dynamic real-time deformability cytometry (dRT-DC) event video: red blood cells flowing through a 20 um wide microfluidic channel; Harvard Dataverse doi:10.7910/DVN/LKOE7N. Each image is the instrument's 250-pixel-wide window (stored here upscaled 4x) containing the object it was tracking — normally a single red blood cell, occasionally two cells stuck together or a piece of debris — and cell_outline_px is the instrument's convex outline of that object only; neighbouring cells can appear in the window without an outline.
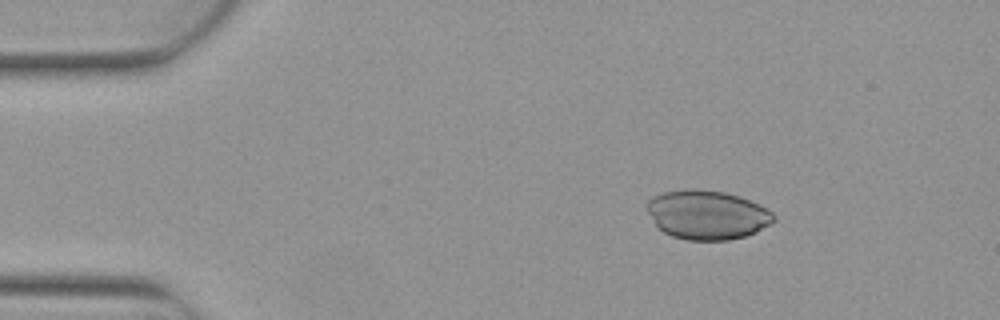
{"species": "Egyptian fruit bat (a non-hibernating species)", "species_latin": "Rousettus aegyptiacus", "temperature_condition": "warm", "stored_images_in_passage": 4, "camera_frame_rate_fps": 3000, "um_per_image_px": 0.085, "animal": {"sex": "female"}, "frame": {"image": 1, "passage_image": 2, "time_ms": 0.333, "image_size_px": [1000, 320], "cell_outline_px": [[776, 220], [756, 232], [744, 236], [728, 240], [688, 240], [672, 236], [664, 232], [656, 224], [648, 212], [648, 200], [652, 196], [664, 192], [724, 192], [740, 196], [760, 204], [772, 212], [776, 216]], "centroid_in_image_um": [60.16, 18.3], "position_along_channel_um": 24.8, "area_um2": 35.32}}